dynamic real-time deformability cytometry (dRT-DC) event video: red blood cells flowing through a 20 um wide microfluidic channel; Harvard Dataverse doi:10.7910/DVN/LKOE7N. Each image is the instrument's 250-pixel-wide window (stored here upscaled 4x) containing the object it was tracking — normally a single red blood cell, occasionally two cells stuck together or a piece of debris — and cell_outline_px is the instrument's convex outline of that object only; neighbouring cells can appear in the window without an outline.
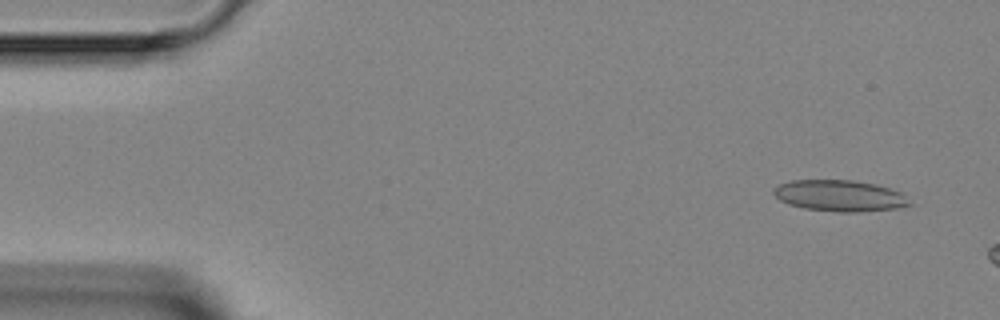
{"species": "Egyptian fruit bat (a non-hibernating species)", "species_latin": "Rousettus aegyptiacus", "temperature_condition": "room temperature", "stored_images_in_passage": 6, "camera_frame_rate_fps": 3000, "um_per_image_px": 0.085, "animal": {"sex": "female"}, "frame": {"image": 1, "passage_image": 1, "time_ms": 0.0, "image_size_px": [1000, 320], "cell_outline_px": [[912, 204], [896, 208], [860, 212], [840, 212], [804, 208], [788, 204], [780, 200], [772, 192], [772, 188], [780, 184], [792, 180], [852, 180], [876, 184], [900, 192]], "centroid_in_image_um": [71.34, 16.63], "position_along_channel_um": 13.7, "area_um2": 24.62}}